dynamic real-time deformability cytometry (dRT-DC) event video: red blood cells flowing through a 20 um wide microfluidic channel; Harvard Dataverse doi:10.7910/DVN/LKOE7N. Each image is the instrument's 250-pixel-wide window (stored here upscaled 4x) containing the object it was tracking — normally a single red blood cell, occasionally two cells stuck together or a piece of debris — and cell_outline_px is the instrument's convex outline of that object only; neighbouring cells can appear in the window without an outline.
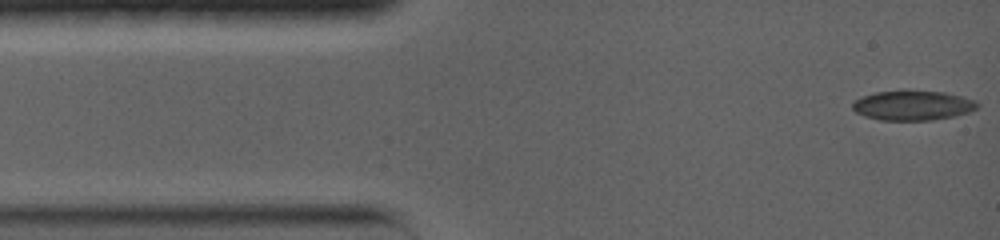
{"species": "common noctule bat (a hibernating species)", "species_latin": "Nyctalus noctula", "temperature_condition": "warm", "stored_images_in_passage": 24, "camera_frame_rate_fps": 5000, "um_per_image_px": 0.085, "animal": {"sex": "female", "body_mass_g": 19.0, "forearm_length_mm": 56.7}, "frame": {"image": 1, "passage_image": 1, "time_ms": 0.0, "image_size_px": [1000, 240], "cell_outline_px": [[980, 104], [976, 108], [968, 112], [952, 116], [932, 120], [880, 120], [864, 116], [856, 112], [852, 108], [852, 100], [876, 92], [904, 88], [944, 92], [976, 100]], "centroid_in_image_um": [77.55, 8.92], "position_along_channel_um": 7.5, "area_um2": 22.14}}
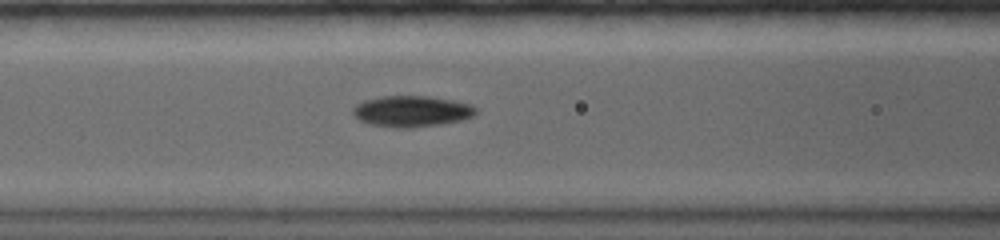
{"frame": {"image": 2, "passage_image": 13, "time_ms": 5.2, "image_size_px": [1000, 240], "cell_outline_px": [[476, 112], [472, 116], [460, 120], [440, 124], [412, 128], [396, 128], [368, 124], [360, 120], [352, 112], [352, 108], [356, 104], [364, 100], [380, 96], [428, 96], [452, 100], [468, 104], [476, 108]], "centroid_in_image_um": [34.94, 9.46], "position_along_channel_um": 131.7, "area_um2": 22.2}}
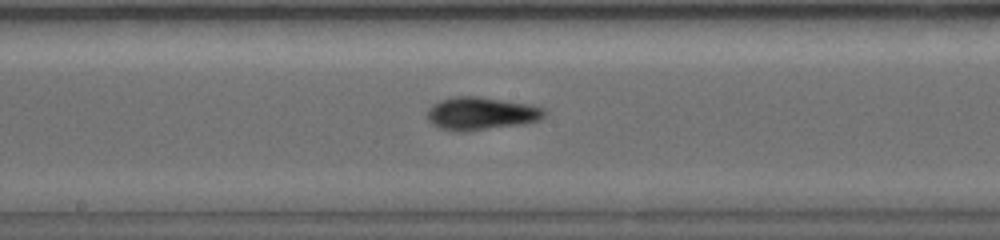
{"frame": {"image": 3, "passage_image": 18, "time_ms": 7.2, "image_size_px": [1000, 240], "cell_outline_px": [[548, 112], [540, 120], [524, 124], [464, 132], [456, 132], [440, 128], [432, 124], [428, 120], [428, 108], [432, 104], [440, 100], [452, 96], [476, 96], [528, 104], [544, 108]], "centroid_in_image_um": [40.89, 9.66], "position_along_channel_um": 207.3, "area_um2": 22.66}}